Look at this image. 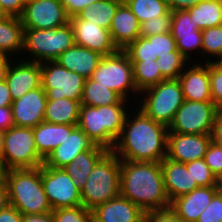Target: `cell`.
Masks as SVG:
<instances>
[{
  "instance_id": "cell-1",
  "label": "cell",
  "mask_w": 222,
  "mask_h": 222,
  "mask_svg": "<svg viewBox=\"0 0 222 222\" xmlns=\"http://www.w3.org/2000/svg\"><path fill=\"white\" fill-rule=\"evenodd\" d=\"M124 51L133 66V79L139 92L166 79H178L188 61L177 50L171 32L139 36Z\"/></svg>"
},
{
  "instance_id": "cell-2",
  "label": "cell",
  "mask_w": 222,
  "mask_h": 222,
  "mask_svg": "<svg viewBox=\"0 0 222 222\" xmlns=\"http://www.w3.org/2000/svg\"><path fill=\"white\" fill-rule=\"evenodd\" d=\"M135 109L132 117L128 112L112 151L124 161L161 162L167 153L169 129Z\"/></svg>"
},
{
  "instance_id": "cell-3",
  "label": "cell",
  "mask_w": 222,
  "mask_h": 222,
  "mask_svg": "<svg viewBox=\"0 0 222 222\" xmlns=\"http://www.w3.org/2000/svg\"><path fill=\"white\" fill-rule=\"evenodd\" d=\"M120 195L139 206L145 213L170 208L161 162L121 160Z\"/></svg>"
},
{
  "instance_id": "cell-4",
  "label": "cell",
  "mask_w": 222,
  "mask_h": 222,
  "mask_svg": "<svg viewBox=\"0 0 222 222\" xmlns=\"http://www.w3.org/2000/svg\"><path fill=\"white\" fill-rule=\"evenodd\" d=\"M127 104L80 107L77 127L95 144L112 150L127 116ZM126 107V108H125Z\"/></svg>"
},
{
  "instance_id": "cell-5",
  "label": "cell",
  "mask_w": 222,
  "mask_h": 222,
  "mask_svg": "<svg viewBox=\"0 0 222 222\" xmlns=\"http://www.w3.org/2000/svg\"><path fill=\"white\" fill-rule=\"evenodd\" d=\"M5 183L9 205L22 214L52 212L41 182V166L37 168L9 169Z\"/></svg>"
},
{
  "instance_id": "cell-6",
  "label": "cell",
  "mask_w": 222,
  "mask_h": 222,
  "mask_svg": "<svg viewBox=\"0 0 222 222\" xmlns=\"http://www.w3.org/2000/svg\"><path fill=\"white\" fill-rule=\"evenodd\" d=\"M120 164V158L112 150H108L98 160L80 190L85 208L92 210L120 195Z\"/></svg>"
},
{
  "instance_id": "cell-7",
  "label": "cell",
  "mask_w": 222,
  "mask_h": 222,
  "mask_svg": "<svg viewBox=\"0 0 222 222\" xmlns=\"http://www.w3.org/2000/svg\"><path fill=\"white\" fill-rule=\"evenodd\" d=\"M140 96H143V100L137 107L146 116L168 128L172 124L177 110L185 101L178 79L161 81L157 85L141 91Z\"/></svg>"
},
{
  "instance_id": "cell-8",
  "label": "cell",
  "mask_w": 222,
  "mask_h": 222,
  "mask_svg": "<svg viewBox=\"0 0 222 222\" xmlns=\"http://www.w3.org/2000/svg\"><path fill=\"white\" fill-rule=\"evenodd\" d=\"M75 38L72 25L51 29H24V48L31 56V62L43 63L56 61L70 47L74 46Z\"/></svg>"
},
{
  "instance_id": "cell-9",
  "label": "cell",
  "mask_w": 222,
  "mask_h": 222,
  "mask_svg": "<svg viewBox=\"0 0 222 222\" xmlns=\"http://www.w3.org/2000/svg\"><path fill=\"white\" fill-rule=\"evenodd\" d=\"M2 160L6 168H37L44 164L35 145L33 128L12 126L2 133Z\"/></svg>"
},
{
  "instance_id": "cell-10",
  "label": "cell",
  "mask_w": 222,
  "mask_h": 222,
  "mask_svg": "<svg viewBox=\"0 0 222 222\" xmlns=\"http://www.w3.org/2000/svg\"><path fill=\"white\" fill-rule=\"evenodd\" d=\"M91 78L114 90L125 100L132 92L134 95L140 94L134 83L132 63L124 50L103 56Z\"/></svg>"
},
{
  "instance_id": "cell-11",
  "label": "cell",
  "mask_w": 222,
  "mask_h": 222,
  "mask_svg": "<svg viewBox=\"0 0 222 222\" xmlns=\"http://www.w3.org/2000/svg\"><path fill=\"white\" fill-rule=\"evenodd\" d=\"M85 81L84 76L69 71L57 61L41 63V86L47 100L69 98L80 102Z\"/></svg>"
},
{
  "instance_id": "cell-12",
  "label": "cell",
  "mask_w": 222,
  "mask_h": 222,
  "mask_svg": "<svg viewBox=\"0 0 222 222\" xmlns=\"http://www.w3.org/2000/svg\"><path fill=\"white\" fill-rule=\"evenodd\" d=\"M219 112L213 102L185 100L177 110L168 133L211 135Z\"/></svg>"
},
{
  "instance_id": "cell-13",
  "label": "cell",
  "mask_w": 222,
  "mask_h": 222,
  "mask_svg": "<svg viewBox=\"0 0 222 222\" xmlns=\"http://www.w3.org/2000/svg\"><path fill=\"white\" fill-rule=\"evenodd\" d=\"M41 182L52 210L82 205L80 189L63 168L41 165Z\"/></svg>"
},
{
  "instance_id": "cell-14",
  "label": "cell",
  "mask_w": 222,
  "mask_h": 222,
  "mask_svg": "<svg viewBox=\"0 0 222 222\" xmlns=\"http://www.w3.org/2000/svg\"><path fill=\"white\" fill-rule=\"evenodd\" d=\"M24 29H51L69 23L60 0H27L20 17Z\"/></svg>"
},
{
  "instance_id": "cell-15",
  "label": "cell",
  "mask_w": 222,
  "mask_h": 222,
  "mask_svg": "<svg viewBox=\"0 0 222 222\" xmlns=\"http://www.w3.org/2000/svg\"><path fill=\"white\" fill-rule=\"evenodd\" d=\"M76 45L98 52L102 56L114 54L118 48L113 43L109 30L91 21L80 19L77 15L69 19Z\"/></svg>"
},
{
  "instance_id": "cell-16",
  "label": "cell",
  "mask_w": 222,
  "mask_h": 222,
  "mask_svg": "<svg viewBox=\"0 0 222 222\" xmlns=\"http://www.w3.org/2000/svg\"><path fill=\"white\" fill-rule=\"evenodd\" d=\"M211 135L168 133L166 158L189 163L204 158Z\"/></svg>"
},
{
  "instance_id": "cell-17",
  "label": "cell",
  "mask_w": 222,
  "mask_h": 222,
  "mask_svg": "<svg viewBox=\"0 0 222 222\" xmlns=\"http://www.w3.org/2000/svg\"><path fill=\"white\" fill-rule=\"evenodd\" d=\"M46 102V92L42 86L14 100L10 106L14 125L35 128L44 121Z\"/></svg>"
},
{
  "instance_id": "cell-18",
  "label": "cell",
  "mask_w": 222,
  "mask_h": 222,
  "mask_svg": "<svg viewBox=\"0 0 222 222\" xmlns=\"http://www.w3.org/2000/svg\"><path fill=\"white\" fill-rule=\"evenodd\" d=\"M94 143L77 125H67V137L44 160V165L53 168H63L71 163L77 155L88 151Z\"/></svg>"
},
{
  "instance_id": "cell-19",
  "label": "cell",
  "mask_w": 222,
  "mask_h": 222,
  "mask_svg": "<svg viewBox=\"0 0 222 222\" xmlns=\"http://www.w3.org/2000/svg\"><path fill=\"white\" fill-rule=\"evenodd\" d=\"M21 60L10 63L5 80L13 101L41 86V64Z\"/></svg>"
},
{
  "instance_id": "cell-20",
  "label": "cell",
  "mask_w": 222,
  "mask_h": 222,
  "mask_svg": "<svg viewBox=\"0 0 222 222\" xmlns=\"http://www.w3.org/2000/svg\"><path fill=\"white\" fill-rule=\"evenodd\" d=\"M187 64L178 80L181 83L183 96L188 101L212 102L209 79V63ZM202 64V65H201Z\"/></svg>"
},
{
  "instance_id": "cell-21",
  "label": "cell",
  "mask_w": 222,
  "mask_h": 222,
  "mask_svg": "<svg viewBox=\"0 0 222 222\" xmlns=\"http://www.w3.org/2000/svg\"><path fill=\"white\" fill-rule=\"evenodd\" d=\"M91 213L92 222H144L145 216L139 206L121 195L95 206Z\"/></svg>"
},
{
  "instance_id": "cell-22",
  "label": "cell",
  "mask_w": 222,
  "mask_h": 222,
  "mask_svg": "<svg viewBox=\"0 0 222 222\" xmlns=\"http://www.w3.org/2000/svg\"><path fill=\"white\" fill-rule=\"evenodd\" d=\"M221 189L222 186L198 187L188 194L175 198L170 208L184 222H197L200 214Z\"/></svg>"
},
{
  "instance_id": "cell-23",
  "label": "cell",
  "mask_w": 222,
  "mask_h": 222,
  "mask_svg": "<svg viewBox=\"0 0 222 222\" xmlns=\"http://www.w3.org/2000/svg\"><path fill=\"white\" fill-rule=\"evenodd\" d=\"M161 168L170 202L198 188L191 173L187 170L186 163L175 162L165 157L161 161Z\"/></svg>"
},
{
  "instance_id": "cell-24",
  "label": "cell",
  "mask_w": 222,
  "mask_h": 222,
  "mask_svg": "<svg viewBox=\"0 0 222 222\" xmlns=\"http://www.w3.org/2000/svg\"><path fill=\"white\" fill-rule=\"evenodd\" d=\"M109 32L118 50H124L141 36L140 22L124 2L118 7Z\"/></svg>"
},
{
  "instance_id": "cell-25",
  "label": "cell",
  "mask_w": 222,
  "mask_h": 222,
  "mask_svg": "<svg viewBox=\"0 0 222 222\" xmlns=\"http://www.w3.org/2000/svg\"><path fill=\"white\" fill-rule=\"evenodd\" d=\"M102 57L98 52L75 44L63 52L56 61L69 71L90 78Z\"/></svg>"
},
{
  "instance_id": "cell-26",
  "label": "cell",
  "mask_w": 222,
  "mask_h": 222,
  "mask_svg": "<svg viewBox=\"0 0 222 222\" xmlns=\"http://www.w3.org/2000/svg\"><path fill=\"white\" fill-rule=\"evenodd\" d=\"M38 154L45 160L67 137V124H54L46 121L33 128Z\"/></svg>"
},
{
  "instance_id": "cell-27",
  "label": "cell",
  "mask_w": 222,
  "mask_h": 222,
  "mask_svg": "<svg viewBox=\"0 0 222 222\" xmlns=\"http://www.w3.org/2000/svg\"><path fill=\"white\" fill-rule=\"evenodd\" d=\"M108 150L99 145H93L88 151L82 152L68 165L63 167L81 190L85 185L93 167Z\"/></svg>"
},
{
  "instance_id": "cell-28",
  "label": "cell",
  "mask_w": 222,
  "mask_h": 222,
  "mask_svg": "<svg viewBox=\"0 0 222 222\" xmlns=\"http://www.w3.org/2000/svg\"><path fill=\"white\" fill-rule=\"evenodd\" d=\"M24 48V27L21 19L13 16L0 18V50L10 56L25 52ZM14 54V55H12Z\"/></svg>"
},
{
  "instance_id": "cell-29",
  "label": "cell",
  "mask_w": 222,
  "mask_h": 222,
  "mask_svg": "<svg viewBox=\"0 0 222 222\" xmlns=\"http://www.w3.org/2000/svg\"><path fill=\"white\" fill-rule=\"evenodd\" d=\"M80 102L69 98L47 100L44 121L54 124L77 125Z\"/></svg>"
},
{
  "instance_id": "cell-30",
  "label": "cell",
  "mask_w": 222,
  "mask_h": 222,
  "mask_svg": "<svg viewBox=\"0 0 222 222\" xmlns=\"http://www.w3.org/2000/svg\"><path fill=\"white\" fill-rule=\"evenodd\" d=\"M127 100L123 99L114 90L99 84L91 77L86 78L80 105H89L93 107L106 106L112 104H126Z\"/></svg>"
},
{
  "instance_id": "cell-31",
  "label": "cell",
  "mask_w": 222,
  "mask_h": 222,
  "mask_svg": "<svg viewBox=\"0 0 222 222\" xmlns=\"http://www.w3.org/2000/svg\"><path fill=\"white\" fill-rule=\"evenodd\" d=\"M122 3L123 0H99L83 9L77 16L109 30L113 17Z\"/></svg>"
},
{
  "instance_id": "cell-32",
  "label": "cell",
  "mask_w": 222,
  "mask_h": 222,
  "mask_svg": "<svg viewBox=\"0 0 222 222\" xmlns=\"http://www.w3.org/2000/svg\"><path fill=\"white\" fill-rule=\"evenodd\" d=\"M190 18L200 30L222 25V11L219 0H201L187 10Z\"/></svg>"
},
{
  "instance_id": "cell-33",
  "label": "cell",
  "mask_w": 222,
  "mask_h": 222,
  "mask_svg": "<svg viewBox=\"0 0 222 222\" xmlns=\"http://www.w3.org/2000/svg\"><path fill=\"white\" fill-rule=\"evenodd\" d=\"M138 21H152L163 15H172L166 0H124Z\"/></svg>"
},
{
  "instance_id": "cell-34",
  "label": "cell",
  "mask_w": 222,
  "mask_h": 222,
  "mask_svg": "<svg viewBox=\"0 0 222 222\" xmlns=\"http://www.w3.org/2000/svg\"><path fill=\"white\" fill-rule=\"evenodd\" d=\"M209 55L217 58L215 62H219L222 59V25L202 30V50L200 56H207L205 62L209 63L211 62Z\"/></svg>"
},
{
  "instance_id": "cell-35",
  "label": "cell",
  "mask_w": 222,
  "mask_h": 222,
  "mask_svg": "<svg viewBox=\"0 0 222 222\" xmlns=\"http://www.w3.org/2000/svg\"><path fill=\"white\" fill-rule=\"evenodd\" d=\"M186 167L198 187L222 186V182L211 172L204 158L186 163Z\"/></svg>"
},
{
  "instance_id": "cell-36",
  "label": "cell",
  "mask_w": 222,
  "mask_h": 222,
  "mask_svg": "<svg viewBox=\"0 0 222 222\" xmlns=\"http://www.w3.org/2000/svg\"><path fill=\"white\" fill-rule=\"evenodd\" d=\"M171 33L172 35H187L202 33V30L191 20L187 10H176L172 12Z\"/></svg>"
},
{
  "instance_id": "cell-37",
  "label": "cell",
  "mask_w": 222,
  "mask_h": 222,
  "mask_svg": "<svg viewBox=\"0 0 222 222\" xmlns=\"http://www.w3.org/2000/svg\"><path fill=\"white\" fill-rule=\"evenodd\" d=\"M54 222H92L90 209L79 205L72 208H61L52 210Z\"/></svg>"
},
{
  "instance_id": "cell-38",
  "label": "cell",
  "mask_w": 222,
  "mask_h": 222,
  "mask_svg": "<svg viewBox=\"0 0 222 222\" xmlns=\"http://www.w3.org/2000/svg\"><path fill=\"white\" fill-rule=\"evenodd\" d=\"M177 44V50L182 54V56L188 61L193 62L192 52L201 53L202 50V33H194L187 35H172ZM197 50V51H196ZM191 54V55H190ZM191 60V61H189Z\"/></svg>"
},
{
  "instance_id": "cell-39",
  "label": "cell",
  "mask_w": 222,
  "mask_h": 222,
  "mask_svg": "<svg viewBox=\"0 0 222 222\" xmlns=\"http://www.w3.org/2000/svg\"><path fill=\"white\" fill-rule=\"evenodd\" d=\"M209 62V79L213 104L222 111V65L213 59Z\"/></svg>"
},
{
  "instance_id": "cell-40",
  "label": "cell",
  "mask_w": 222,
  "mask_h": 222,
  "mask_svg": "<svg viewBox=\"0 0 222 222\" xmlns=\"http://www.w3.org/2000/svg\"><path fill=\"white\" fill-rule=\"evenodd\" d=\"M172 15H163L152 21L140 23V34L143 37L171 32Z\"/></svg>"
},
{
  "instance_id": "cell-41",
  "label": "cell",
  "mask_w": 222,
  "mask_h": 222,
  "mask_svg": "<svg viewBox=\"0 0 222 222\" xmlns=\"http://www.w3.org/2000/svg\"><path fill=\"white\" fill-rule=\"evenodd\" d=\"M204 160L211 172L222 182V148L211 141L204 155Z\"/></svg>"
},
{
  "instance_id": "cell-42",
  "label": "cell",
  "mask_w": 222,
  "mask_h": 222,
  "mask_svg": "<svg viewBox=\"0 0 222 222\" xmlns=\"http://www.w3.org/2000/svg\"><path fill=\"white\" fill-rule=\"evenodd\" d=\"M222 221V189L212 198L210 204L200 214L197 222Z\"/></svg>"
},
{
  "instance_id": "cell-43",
  "label": "cell",
  "mask_w": 222,
  "mask_h": 222,
  "mask_svg": "<svg viewBox=\"0 0 222 222\" xmlns=\"http://www.w3.org/2000/svg\"><path fill=\"white\" fill-rule=\"evenodd\" d=\"M144 222H184L171 208L145 213Z\"/></svg>"
},
{
  "instance_id": "cell-44",
  "label": "cell",
  "mask_w": 222,
  "mask_h": 222,
  "mask_svg": "<svg viewBox=\"0 0 222 222\" xmlns=\"http://www.w3.org/2000/svg\"><path fill=\"white\" fill-rule=\"evenodd\" d=\"M27 0H0V8L5 16L20 18Z\"/></svg>"
},
{
  "instance_id": "cell-45",
  "label": "cell",
  "mask_w": 222,
  "mask_h": 222,
  "mask_svg": "<svg viewBox=\"0 0 222 222\" xmlns=\"http://www.w3.org/2000/svg\"><path fill=\"white\" fill-rule=\"evenodd\" d=\"M69 18L78 15L83 9L99 0H60Z\"/></svg>"
},
{
  "instance_id": "cell-46",
  "label": "cell",
  "mask_w": 222,
  "mask_h": 222,
  "mask_svg": "<svg viewBox=\"0 0 222 222\" xmlns=\"http://www.w3.org/2000/svg\"><path fill=\"white\" fill-rule=\"evenodd\" d=\"M0 222H22V213L8 205L5 209L0 210Z\"/></svg>"
},
{
  "instance_id": "cell-47",
  "label": "cell",
  "mask_w": 222,
  "mask_h": 222,
  "mask_svg": "<svg viewBox=\"0 0 222 222\" xmlns=\"http://www.w3.org/2000/svg\"><path fill=\"white\" fill-rule=\"evenodd\" d=\"M211 141L222 148V111L216 115L211 132Z\"/></svg>"
},
{
  "instance_id": "cell-48",
  "label": "cell",
  "mask_w": 222,
  "mask_h": 222,
  "mask_svg": "<svg viewBox=\"0 0 222 222\" xmlns=\"http://www.w3.org/2000/svg\"><path fill=\"white\" fill-rule=\"evenodd\" d=\"M14 126L11 107H0V130L5 131Z\"/></svg>"
},
{
  "instance_id": "cell-49",
  "label": "cell",
  "mask_w": 222,
  "mask_h": 222,
  "mask_svg": "<svg viewBox=\"0 0 222 222\" xmlns=\"http://www.w3.org/2000/svg\"><path fill=\"white\" fill-rule=\"evenodd\" d=\"M171 12L176 10H188L197 5L201 0H166Z\"/></svg>"
},
{
  "instance_id": "cell-50",
  "label": "cell",
  "mask_w": 222,
  "mask_h": 222,
  "mask_svg": "<svg viewBox=\"0 0 222 222\" xmlns=\"http://www.w3.org/2000/svg\"><path fill=\"white\" fill-rule=\"evenodd\" d=\"M22 222H54L52 212L42 214H22Z\"/></svg>"
},
{
  "instance_id": "cell-51",
  "label": "cell",
  "mask_w": 222,
  "mask_h": 222,
  "mask_svg": "<svg viewBox=\"0 0 222 222\" xmlns=\"http://www.w3.org/2000/svg\"><path fill=\"white\" fill-rule=\"evenodd\" d=\"M12 56L0 50V81H5Z\"/></svg>"
},
{
  "instance_id": "cell-52",
  "label": "cell",
  "mask_w": 222,
  "mask_h": 222,
  "mask_svg": "<svg viewBox=\"0 0 222 222\" xmlns=\"http://www.w3.org/2000/svg\"><path fill=\"white\" fill-rule=\"evenodd\" d=\"M12 96L5 81H0V107L12 105Z\"/></svg>"
},
{
  "instance_id": "cell-53",
  "label": "cell",
  "mask_w": 222,
  "mask_h": 222,
  "mask_svg": "<svg viewBox=\"0 0 222 222\" xmlns=\"http://www.w3.org/2000/svg\"><path fill=\"white\" fill-rule=\"evenodd\" d=\"M9 205L8 190L6 183L0 184V210L5 209Z\"/></svg>"
},
{
  "instance_id": "cell-54",
  "label": "cell",
  "mask_w": 222,
  "mask_h": 222,
  "mask_svg": "<svg viewBox=\"0 0 222 222\" xmlns=\"http://www.w3.org/2000/svg\"><path fill=\"white\" fill-rule=\"evenodd\" d=\"M8 169L6 168L4 161L0 157V184H3L6 179Z\"/></svg>"
},
{
  "instance_id": "cell-55",
  "label": "cell",
  "mask_w": 222,
  "mask_h": 222,
  "mask_svg": "<svg viewBox=\"0 0 222 222\" xmlns=\"http://www.w3.org/2000/svg\"><path fill=\"white\" fill-rule=\"evenodd\" d=\"M2 133L3 131L0 130V157L2 156Z\"/></svg>"
},
{
  "instance_id": "cell-56",
  "label": "cell",
  "mask_w": 222,
  "mask_h": 222,
  "mask_svg": "<svg viewBox=\"0 0 222 222\" xmlns=\"http://www.w3.org/2000/svg\"><path fill=\"white\" fill-rule=\"evenodd\" d=\"M5 15H4V13H3V11L1 10V8H0V18H2V17H4Z\"/></svg>"
},
{
  "instance_id": "cell-57",
  "label": "cell",
  "mask_w": 222,
  "mask_h": 222,
  "mask_svg": "<svg viewBox=\"0 0 222 222\" xmlns=\"http://www.w3.org/2000/svg\"><path fill=\"white\" fill-rule=\"evenodd\" d=\"M220 6H221V11H222V0H219Z\"/></svg>"
}]
</instances>
